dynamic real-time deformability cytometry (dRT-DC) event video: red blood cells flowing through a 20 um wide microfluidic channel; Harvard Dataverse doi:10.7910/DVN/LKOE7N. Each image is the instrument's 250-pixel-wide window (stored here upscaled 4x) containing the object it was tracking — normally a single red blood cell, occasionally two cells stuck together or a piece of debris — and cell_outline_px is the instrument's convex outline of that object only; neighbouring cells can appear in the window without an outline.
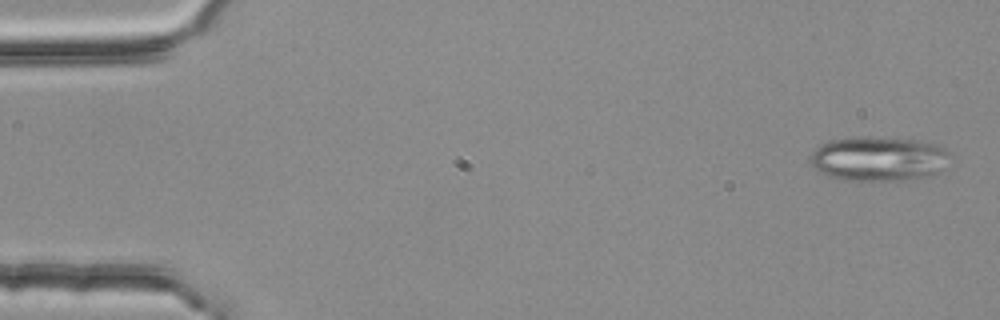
{"species": "common noctule bat (a hibernating species)", "species_latin": "Nyctalus noctula", "temperature_condition": "room temperature", "stored_images_in_passage": 4, "camera_frame_rate_fps": 3000, "um_per_image_px": 0.085, "animal": {"sex": "female", "body_mass_g": 25.1}, "frame": {"image": 1, "passage_image": 1, "time_ms": 0.0, "image_size_px": [1000, 320], "cell_outline_px": [[952, 156], [944, 168], [940, 172], [932, 176], [904, 180], [844, 180], [828, 176], [820, 172], [812, 164], [812, 152], [820, 144], [828, 140], [860, 136], [868, 136], [920, 140], [944, 148]], "centroid_in_image_um": [74.72, 13.49], "position_along_channel_um": 10.3, "area_um2": 36.59}}